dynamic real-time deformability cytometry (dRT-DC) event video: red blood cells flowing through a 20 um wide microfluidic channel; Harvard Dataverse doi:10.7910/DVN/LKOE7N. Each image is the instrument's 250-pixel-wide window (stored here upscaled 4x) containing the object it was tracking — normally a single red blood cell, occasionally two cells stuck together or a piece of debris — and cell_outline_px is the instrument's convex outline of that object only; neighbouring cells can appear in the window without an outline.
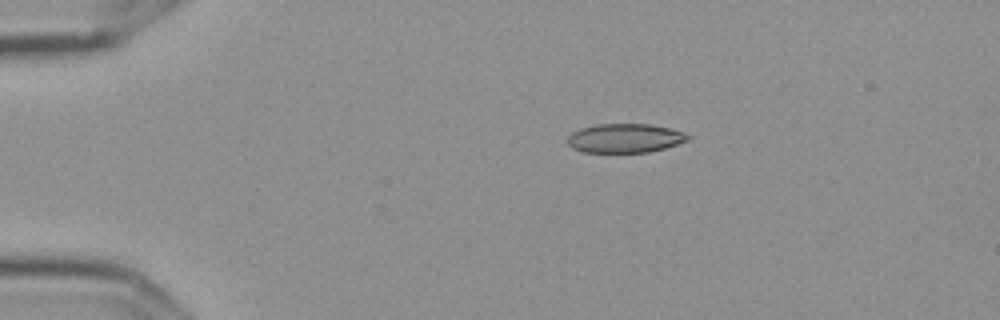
{"species": "Egyptian fruit bat (a non-hibernating species)", "species_latin": "Rousettus aegyptiacus", "temperature_condition": "cold", "stored_images_in_passage": 9, "camera_frame_rate_fps": 3000, "um_per_image_px": 0.085, "frame": {"image": 1, "passage_image": 1, "time_ms": 0.0, "image_size_px": [1000, 320], "cell_outline_px": [[692, 136], [688, 140], [664, 148], [648, 152], [584, 152], [572, 148], [568, 144], [568, 136], [572, 132], [580, 128], [596, 124], [648, 124], [668, 128], [684, 132]], "centroid_in_image_um": [53.1, 11.74], "position_along_channel_um": 31.9, "area_um2": 20.29}}
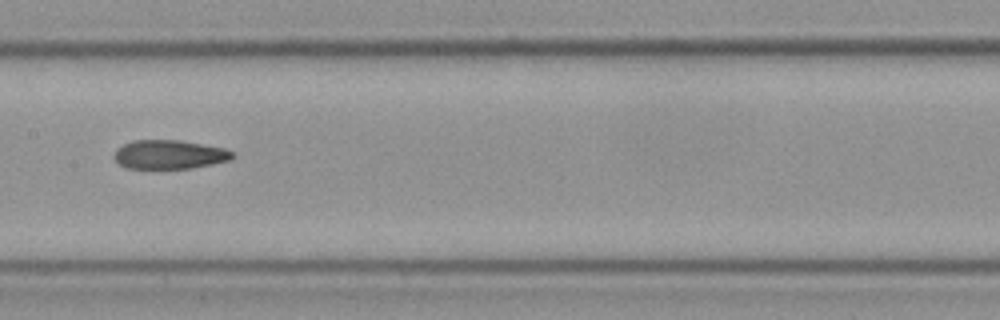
{"frame": {"image": 2, "passage_image": 6, "time_ms": 1.667, "image_size_px": [1000, 320], "cell_outline_px": [[236, 156], [232, 160], [192, 168], [128, 168], [120, 164], [112, 156], [116, 148], [132, 140], [180, 140], [224, 148], [236, 152]], "centroid_in_image_um": [14.43, 13.13], "position_along_channel_um": 193.0, "area_um2": 20.11}}
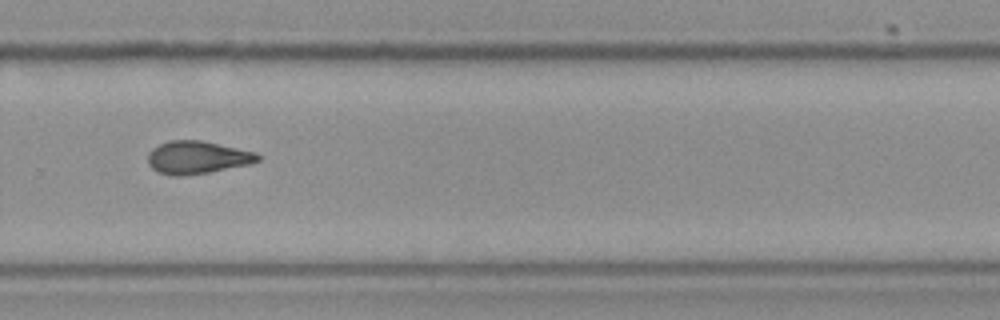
{"frame": {"image": 3, "passage_image": 9, "time_ms": 2.667, "image_size_px": [1000, 320], "cell_outline_px": [[260, 160], [248, 164], [208, 172], [180, 176], [172, 176], [156, 172], [148, 164], [148, 152], [152, 148], [168, 140], [200, 140], [256, 152], [260, 156]], "centroid_in_image_um": [16.72, 13.38], "position_along_channel_um": 313.1, "area_um2": 20.92}}